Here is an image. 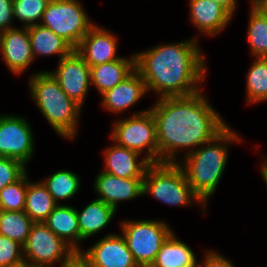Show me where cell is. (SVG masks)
<instances>
[{
    "mask_svg": "<svg viewBox=\"0 0 267 267\" xmlns=\"http://www.w3.org/2000/svg\"><path fill=\"white\" fill-rule=\"evenodd\" d=\"M74 251L44 222H34L23 245L24 263L50 267L59 264L60 266Z\"/></svg>",
    "mask_w": 267,
    "mask_h": 267,
    "instance_id": "9",
    "label": "cell"
},
{
    "mask_svg": "<svg viewBox=\"0 0 267 267\" xmlns=\"http://www.w3.org/2000/svg\"><path fill=\"white\" fill-rule=\"evenodd\" d=\"M76 212L80 244L106 229L117 214L112 206L97 198L89 202L82 210L76 207Z\"/></svg>",
    "mask_w": 267,
    "mask_h": 267,
    "instance_id": "19",
    "label": "cell"
},
{
    "mask_svg": "<svg viewBox=\"0 0 267 267\" xmlns=\"http://www.w3.org/2000/svg\"><path fill=\"white\" fill-rule=\"evenodd\" d=\"M188 6L189 22L202 36H217L233 22L234 17L213 0H189Z\"/></svg>",
    "mask_w": 267,
    "mask_h": 267,
    "instance_id": "17",
    "label": "cell"
},
{
    "mask_svg": "<svg viewBox=\"0 0 267 267\" xmlns=\"http://www.w3.org/2000/svg\"><path fill=\"white\" fill-rule=\"evenodd\" d=\"M41 181L57 205H62V202L70 201L81 189L80 176L69 169L65 170L63 168L54 171V173H51L50 176Z\"/></svg>",
    "mask_w": 267,
    "mask_h": 267,
    "instance_id": "25",
    "label": "cell"
},
{
    "mask_svg": "<svg viewBox=\"0 0 267 267\" xmlns=\"http://www.w3.org/2000/svg\"><path fill=\"white\" fill-rule=\"evenodd\" d=\"M250 2L267 18V0H250Z\"/></svg>",
    "mask_w": 267,
    "mask_h": 267,
    "instance_id": "38",
    "label": "cell"
},
{
    "mask_svg": "<svg viewBox=\"0 0 267 267\" xmlns=\"http://www.w3.org/2000/svg\"><path fill=\"white\" fill-rule=\"evenodd\" d=\"M215 3L224 7L233 17L238 10V0H213Z\"/></svg>",
    "mask_w": 267,
    "mask_h": 267,
    "instance_id": "36",
    "label": "cell"
},
{
    "mask_svg": "<svg viewBox=\"0 0 267 267\" xmlns=\"http://www.w3.org/2000/svg\"><path fill=\"white\" fill-rule=\"evenodd\" d=\"M28 120L14 113L0 114V157L19 160L27 167L36 150L34 131Z\"/></svg>",
    "mask_w": 267,
    "mask_h": 267,
    "instance_id": "10",
    "label": "cell"
},
{
    "mask_svg": "<svg viewBox=\"0 0 267 267\" xmlns=\"http://www.w3.org/2000/svg\"><path fill=\"white\" fill-rule=\"evenodd\" d=\"M112 143L103 150L104 168L101 171L121 178L144 179L151 163L141 154Z\"/></svg>",
    "mask_w": 267,
    "mask_h": 267,
    "instance_id": "18",
    "label": "cell"
},
{
    "mask_svg": "<svg viewBox=\"0 0 267 267\" xmlns=\"http://www.w3.org/2000/svg\"><path fill=\"white\" fill-rule=\"evenodd\" d=\"M148 94L146 83L134 70L121 83L101 94L103 110L116 116L124 114Z\"/></svg>",
    "mask_w": 267,
    "mask_h": 267,
    "instance_id": "16",
    "label": "cell"
},
{
    "mask_svg": "<svg viewBox=\"0 0 267 267\" xmlns=\"http://www.w3.org/2000/svg\"><path fill=\"white\" fill-rule=\"evenodd\" d=\"M153 104L149 108L156 122L158 163H178L228 125L203 89L190 96L159 98Z\"/></svg>",
    "mask_w": 267,
    "mask_h": 267,
    "instance_id": "1",
    "label": "cell"
},
{
    "mask_svg": "<svg viewBox=\"0 0 267 267\" xmlns=\"http://www.w3.org/2000/svg\"><path fill=\"white\" fill-rule=\"evenodd\" d=\"M20 267H50V266L30 265L23 263Z\"/></svg>",
    "mask_w": 267,
    "mask_h": 267,
    "instance_id": "39",
    "label": "cell"
},
{
    "mask_svg": "<svg viewBox=\"0 0 267 267\" xmlns=\"http://www.w3.org/2000/svg\"><path fill=\"white\" fill-rule=\"evenodd\" d=\"M248 17L247 42L254 57H267V18L251 2Z\"/></svg>",
    "mask_w": 267,
    "mask_h": 267,
    "instance_id": "27",
    "label": "cell"
},
{
    "mask_svg": "<svg viewBox=\"0 0 267 267\" xmlns=\"http://www.w3.org/2000/svg\"><path fill=\"white\" fill-rule=\"evenodd\" d=\"M109 138L117 145L141 154L150 163H158L156 122L150 108L134 111L128 118L115 119Z\"/></svg>",
    "mask_w": 267,
    "mask_h": 267,
    "instance_id": "6",
    "label": "cell"
},
{
    "mask_svg": "<svg viewBox=\"0 0 267 267\" xmlns=\"http://www.w3.org/2000/svg\"><path fill=\"white\" fill-rule=\"evenodd\" d=\"M33 221L22 211L0 210V235L6 236L11 240L19 242L21 245L26 243L31 231Z\"/></svg>",
    "mask_w": 267,
    "mask_h": 267,
    "instance_id": "28",
    "label": "cell"
},
{
    "mask_svg": "<svg viewBox=\"0 0 267 267\" xmlns=\"http://www.w3.org/2000/svg\"><path fill=\"white\" fill-rule=\"evenodd\" d=\"M85 9L80 0H50L40 24L62 37L75 49L96 23L91 21Z\"/></svg>",
    "mask_w": 267,
    "mask_h": 267,
    "instance_id": "8",
    "label": "cell"
},
{
    "mask_svg": "<svg viewBox=\"0 0 267 267\" xmlns=\"http://www.w3.org/2000/svg\"><path fill=\"white\" fill-rule=\"evenodd\" d=\"M32 53L36 61L38 56L57 55L58 61L69 56L74 48L62 37L41 24L28 26Z\"/></svg>",
    "mask_w": 267,
    "mask_h": 267,
    "instance_id": "22",
    "label": "cell"
},
{
    "mask_svg": "<svg viewBox=\"0 0 267 267\" xmlns=\"http://www.w3.org/2000/svg\"><path fill=\"white\" fill-rule=\"evenodd\" d=\"M56 206L57 204L42 181H31L28 173L24 211L30 219L33 222H44Z\"/></svg>",
    "mask_w": 267,
    "mask_h": 267,
    "instance_id": "24",
    "label": "cell"
},
{
    "mask_svg": "<svg viewBox=\"0 0 267 267\" xmlns=\"http://www.w3.org/2000/svg\"><path fill=\"white\" fill-rule=\"evenodd\" d=\"M198 36L134 52L135 70L146 83L148 93L159 99L190 96L202 90L208 61Z\"/></svg>",
    "mask_w": 267,
    "mask_h": 267,
    "instance_id": "2",
    "label": "cell"
},
{
    "mask_svg": "<svg viewBox=\"0 0 267 267\" xmlns=\"http://www.w3.org/2000/svg\"><path fill=\"white\" fill-rule=\"evenodd\" d=\"M46 226L63 239L75 251L83 250L80 245V231L77 221L76 207L63 203L57 205L44 221Z\"/></svg>",
    "mask_w": 267,
    "mask_h": 267,
    "instance_id": "21",
    "label": "cell"
},
{
    "mask_svg": "<svg viewBox=\"0 0 267 267\" xmlns=\"http://www.w3.org/2000/svg\"><path fill=\"white\" fill-rule=\"evenodd\" d=\"M0 53L6 68L13 75H21L34 63L27 27H15L0 32Z\"/></svg>",
    "mask_w": 267,
    "mask_h": 267,
    "instance_id": "14",
    "label": "cell"
},
{
    "mask_svg": "<svg viewBox=\"0 0 267 267\" xmlns=\"http://www.w3.org/2000/svg\"><path fill=\"white\" fill-rule=\"evenodd\" d=\"M57 267H92V265L82 251H74L60 266Z\"/></svg>",
    "mask_w": 267,
    "mask_h": 267,
    "instance_id": "35",
    "label": "cell"
},
{
    "mask_svg": "<svg viewBox=\"0 0 267 267\" xmlns=\"http://www.w3.org/2000/svg\"><path fill=\"white\" fill-rule=\"evenodd\" d=\"M263 160V161H262ZM262 162H260L259 164V173L262 176L261 178L263 179V181L265 182V185L267 187V156L264 155L263 158L261 159ZM267 189V188H266Z\"/></svg>",
    "mask_w": 267,
    "mask_h": 267,
    "instance_id": "37",
    "label": "cell"
},
{
    "mask_svg": "<svg viewBox=\"0 0 267 267\" xmlns=\"http://www.w3.org/2000/svg\"><path fill=\"white\" fill-rule=\"evenodd\" d=\"M143 196H152L160 203L174 207L197 204L203 214L207 213L208 206L193 192L178 163H151L144 174Z\"/></svg>",
    "mask_w": 267,
    "mask_h": 267,
    "instance_id": "5",
    "label": "cell"
},
{
    "mask_svg": "<svg viewBox=\"0 0 267 267\" xmlns=\"http://www.w3.org/2000/svg\"><path fill=\"white\" fill-rule=\"evenodd\" d=\"M29 94L37 109L61 139L74 140L82 107L70 99L48 70L29 75Z\"/></svg>",
    "mask_w": 267,
    "mask_h": 267,
    "instance_id": "4",
    "label": "cell"
},
{
    "mask_svg": "<svg viewBox=\"0 0 267 267\" xmlns=\"http://www.w3.org/2000/svg\"><path fill=\"white\" fill-rule=\"evenodd\" d=\"M134 70V52L128 57L122 56L109 63L90 66L91 86L96 88L98 94L101 95L121 83Z\"/></svg>",
    "mask_w": 267,
    "mask_h": 267,
    "instance_id": "20",
    "label": "cell"
},
{
    "mask_svg": "<svg viewBox=\"0 0 267 267\" xmlns=\"http://www.w3.org/2000/svg\"><path fill=\"white\" fill-rule=\"evenodd\" d=\"M119 228L139 267H151L162 243L173 232L169 223L160 219H123Z\"/></svg>",
    "mask_w": 267,
    "mask_h": 267,
    "instance_id": "7",
    "label": "cell"
},
{
    "mask_svg": "<svg viewBox=\"0 0 267 267\" xmlns=\"http://www.w3.org/2000/svg\"><path fill=\"white\" fill-rule=\"evenodd\" d=\"M50 0H13L14 20L22 27L40 24Z\"/></svg>",
    "mask_w": 267,
    "mask_h": 267,
    "instance_id": "30",
    "label": "cell"
},
{
    "mask_svg": "<svg viewBox=\"0 0 267 267\" xmlns=\"http://www.w3.org/2000/svg\"><path fill=\"white\" fill-rule=\"evenodd\" d=\"M197 263L192 247L173 231L162 243L151 267H197Z\"/></svg>",
    "mask_w": 267,
    "mask_h": 267,
    "instance_id": "23",
    "label": "cell"
},
{
    "mask_svg": "<svg viewBox=\"0 0 267 267\" xmlns=\"http://www.w3.org/2000/svg\"><path fill=\"white\" fill-rule=\"evenodd\" d=\"M13 21V0H0V32L17 27Z\"/></svg>",
    "mask_w": 267,
    "mask_h": 267,
    "instance_id": "34",
    "label": "cell"
},
{
    "mask_svg": "<svg viewBox=\"0 0 267 267\" xmlns=\"http://www.w3.org/2000/svg\"><path fill=\"white\" fill-rule=\"evenodd\" d=\"M246 76V105L267 102V57H254Z\"/></svg>",
    "mask_w": 267,
    "mask_h": 267,
    "instance_id": "26",
    "label": "cell"
},
{
    "mask_svg": "<svg viewBox=\"0 0 267 267\" xmlns=\"http://www.w3.org/2000/svg\"><path fill=\"white\" fill-rule=\"evenodd\" d=\"M27 169L28 167L19 160L0 157V191L17 181Z\"/></svg>",
    "mask_w": 267,
    "mask_h": 267,
    "instance_id": "32",
    "label": "cell"
},
{
    "mask_svg": "<svg viewBox=\"0 0 267 267\" xmlns=\"http://www.w3.org/2000/svg\"><path fill=\"white\" fill-rule=\"evenodd\" d=\"M56 64V69L48 71L67 96L83 108L91 88L90 66L75 50Z\"/></svg>",
    "mask_w": 267,
    "mask_h": 267,
    "instance_id": "11",
    "label": "cell"
},
{
    "mask_svg": "<svg viewBox=\"0 0 267 267\" xmlns=\"http://www.w3.org/2000/svg\"><path fill=\"white\" fill-rule=\"evenodd\" d=\"M23 263V245L0 235V267H20Z\"/></svg>",
    "mask_w": 267,
    "mask_h": 267,
    "instance_id": "31",
    "label": "cell"
},
{
    "mask_svg": "<svg viewBox=\"0 0 267 267\" xmlns=\"http://www.w3.org/2000/svg\"><path fill=\"white\" fill-rule=\"evenodd\" d=\"M81 251L92 267H139L125 238L114 231L105 234L96 243Z\"/></svg>",
    "mask_w": 267,
    "mask_h": 267,
    "instance_id": "12",
    "label": "cell"
},
{
    "mask_svg": "<svg viewBox=\"0 0 267 267\" xmlns=\"http://www.w3.org/2000/svg\"><path fill=\"white\" fill-rule=\"evenodd\" d=\"M93 188L97 199L112 206L117 212L122 202L143 197V180L121 178L100 171L97 173Z\"/></svg>",
    "mask_w": 267,
    "mask_h": 267,
    "instance_id": "15",
    "label": "cell"
},
{
    "mask_svg": "<svg viewBox=\"0 0 267 267\" xmlns=\"http://www.w3.org/2000/svg\"><path fill=\"white\" fill-rule=\"evenodd\" d=\"M202 260H198L197 267H235L236 265L226 256L213 249H204Z\"/></svg>",
    "mask_w": 267,
    "mask_h": 267,
    "instance_id": "33",
    "label": "cell"
},
{
    "mask_svg": "<svg viewBox=\"0 0 267 267\" xmlns=\"http://www.w3.org/2000/svg\"><path fill=\"white\" fill-rule=\"evenodd\" d=\"M95 23L74 49L89 65L109 63L120 59L118 37L108 28Z\"/></svg>",
    "mask_w": 267,
    "mask_h": 267,
    "instance_id": "13",
    "label": "cell"
},
{
    "mask_svg": "<svg viewBox=\"0 0 267 267\" xmlns=\"http://www.w3.org/2000/svg\"><path fill=\"white\" fill-rule=\"evenodd\" d=\"M244 138L228 124L212 140L188 153L178 164L185 172L193 192L207 206L216 192L229 160V148Z\"/></svg>",
    "mask_w": 267,
    "mask_h": 267,
    "instance_id": "3",
    "label": "cell"
},
{
    "mask_svg": "<svg viewBox=\"0 0 267 267\" xmlns=\"http://www.w3.org/2000/svg\"><path fill=\"white\" fill-rule=\"evenodd\" d=\"M28 172L29 171L27 170L17 181L5 186L0 191V210H24L28 183Z\"/></svg>",
    "mask_w": 267,
    "mask_h": 267,
    "instance_id": "29",
    "label": "cell"
}]
</instances>
